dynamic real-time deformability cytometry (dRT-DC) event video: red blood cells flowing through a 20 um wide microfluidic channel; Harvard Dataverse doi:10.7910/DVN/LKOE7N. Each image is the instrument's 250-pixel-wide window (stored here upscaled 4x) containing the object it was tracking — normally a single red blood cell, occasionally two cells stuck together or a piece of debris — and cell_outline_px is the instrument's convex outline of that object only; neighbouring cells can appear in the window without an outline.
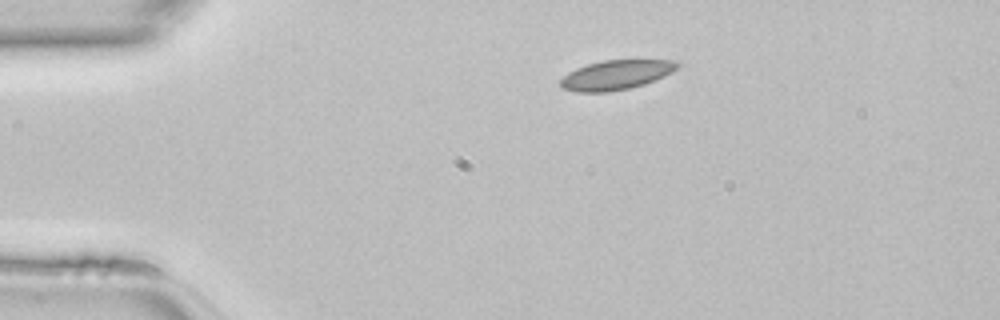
{"species": "common noctule bat (a hibernating species)", "species_latin": "Nyctalus noctula", "temperature_condition": "room temperature", "stored_images_in_passage": 38, "camera_frame_rate_fps": 3000, "um_per_image_px": 0.085, "animal": {"sex": "female", "body_mass_g": 22.7, "forearm_length_mm": 54.2}, "frame": {"image": 1, "passage_image": 1, "time_ms": 0.0, "image_size_px": [1000, 320], "cell_outline_px": [[680, 64], [672, 72], [664, 76], [644, 84], [628, 88], [608, 92], [576, 92], [564, 88], [560, 84], [560, 80], [568, 72], [576, 68], [588, 64], [604, 60], [676, 60]], "centroid_in_image_um": [52.36, 6.36], "position_along_channel_um": 32.6, "area_um2": 19.94}}
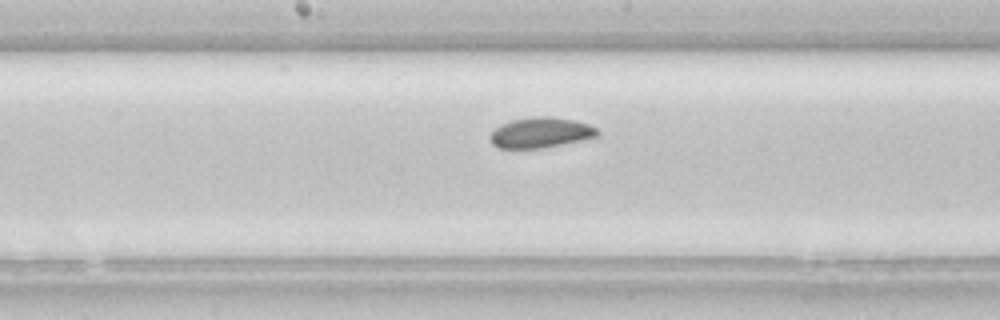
{"frame": {"image": 2, "passage_image": 16, "time_ms": 5.0, "image_size_px": [1000, 320], "cell_outline_px": [[600, 136], [544, 148], [496, 148], [492, 144], [488, 136], [500, 124], [512, 120], [532, 116], [548, 116], [572, 120], [588, 124], [596, 128], [600, 132]], "centroid_in_image_um": [45.94, 11.28], "position_along_channel_um": 202.3, "area_um2": 19.13}}
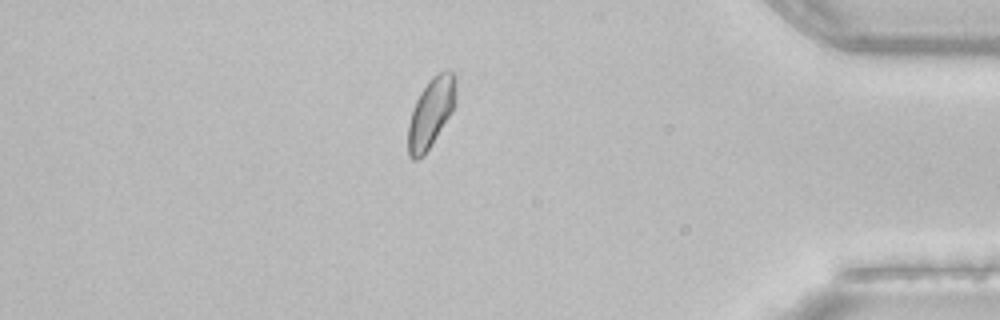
{"frame": {"image": 3, "passage_image": 32, "time_ms": 10.333, "image_size_px": [1000, 320], "cell_outline_px": [[456, 104], [452, 112], [424, 156], [416, 160], [412, 160], [408, 156], [408, 124], [412, 108], [420, 92], [428, 80], [432, 76], [448, 68], [456, 76]], "centroid_in_image_um": [36.63, 9.56], "position_along_channel_um": 398.6, "area_um2": 19.71}}